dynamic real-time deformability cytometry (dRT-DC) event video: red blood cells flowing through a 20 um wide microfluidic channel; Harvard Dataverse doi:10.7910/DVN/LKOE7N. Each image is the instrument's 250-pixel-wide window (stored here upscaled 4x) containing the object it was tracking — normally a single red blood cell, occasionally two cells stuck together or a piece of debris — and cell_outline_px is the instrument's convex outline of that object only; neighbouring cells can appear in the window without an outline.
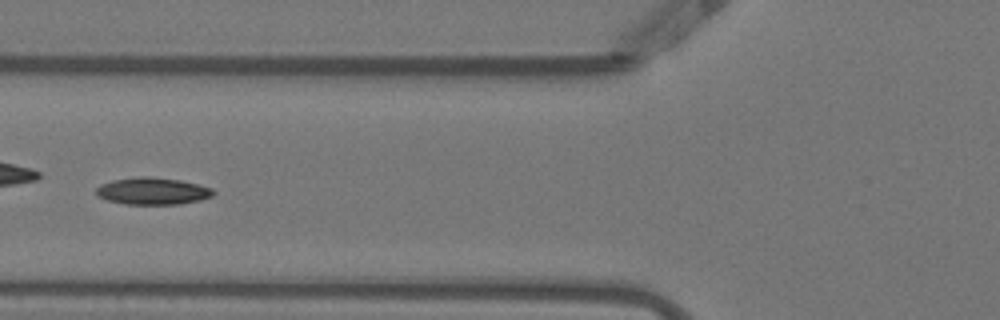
{"species": "Egyptian fruit bat (a non-hibernating species)", "species_latin": "Rousettus aegyptiacus", "temperature_condition": "warm", "stored_images_in_passage": 38, "camera_frame_rate_fps": 3000, "um_per_image_px": 0.085, "animal": {"sex": "female"}, "frame": {"image": 1, "passage_image": 5, "time_ms": 1.333, "image_size_px": [1000, 320], "cell_outline_px": [[216, 192], [212, 196], [200, 200], [180, 204], [124, 204], [108, 200], [96, 196], [96, 188], [100, 184], [112, 180], [144, 176], [148, 176], [180, 180], [212, 188]], "centroid_in_image_um": [12.96, 16.24], "position_along_channel_um": 112.8, "area_um2": 18.44}}
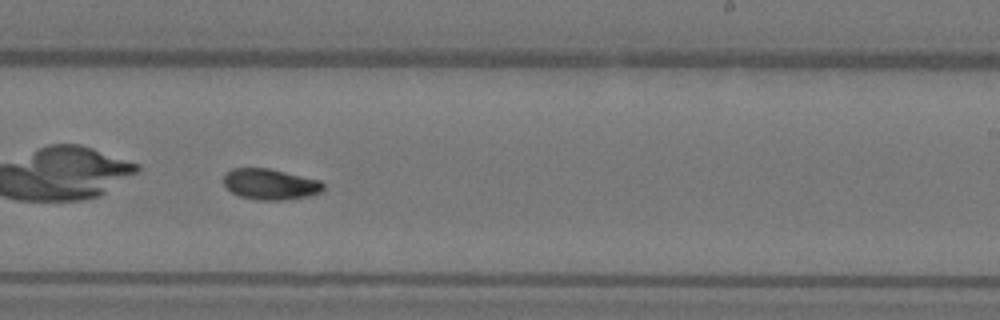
{"frame": {"image": 2, "passage_image": 17, "time_ms": 5.333, "image_size_px": [1000, 320], "cell_outline_px": [[324, 188], [320, 192], [308, 196], [284, 200], [256, 200], [240, 196], [232, 192], [224, 184], [224, 172], [232, 168], [268, 168], [320, 180], [324, 184]], "centroid_in_image_um": [22.96, 15.65], "position_along_channel_um": 266.0, "area_um2": 17.92}}
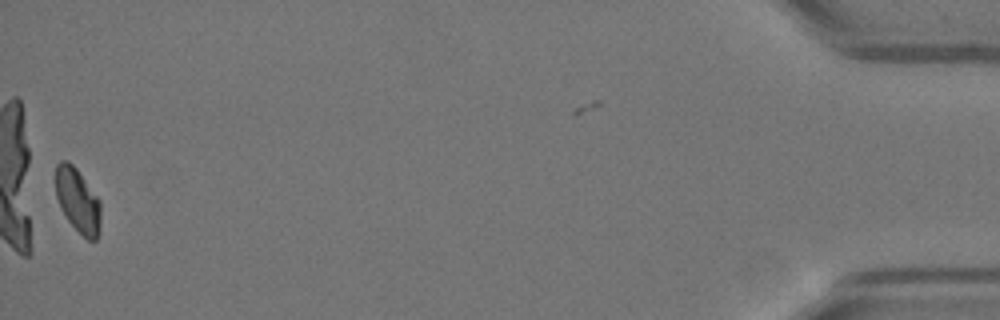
{"frame": {"image": 3, "passage_image": 37, "time_ms": 12.0, "image_size_px": [1000, 320], "cell_outline_px": [[100, 220], [96, 240], [88, 240], [68, 220], [60, 208], [56, 196], [56, 164], [60, 160], [68, 160], [76, 168], [100, 200]], "centroid_in_image_um": [6.59, 17.0], "position_along_channel_um": 428.6, "area_um2": 16.65}, "authors_computed_cell_mechanics": {"area_um2": 17.629, "velocity_mm_per_s": 3.8451, "shape_relaxation_time_tau1_ms": 5.271, "shape_relaxation_time_tau2_ms": 5.1856, "deformation_change_tau1": 0.1652, "deformation_change_tau2": 0.0788}}